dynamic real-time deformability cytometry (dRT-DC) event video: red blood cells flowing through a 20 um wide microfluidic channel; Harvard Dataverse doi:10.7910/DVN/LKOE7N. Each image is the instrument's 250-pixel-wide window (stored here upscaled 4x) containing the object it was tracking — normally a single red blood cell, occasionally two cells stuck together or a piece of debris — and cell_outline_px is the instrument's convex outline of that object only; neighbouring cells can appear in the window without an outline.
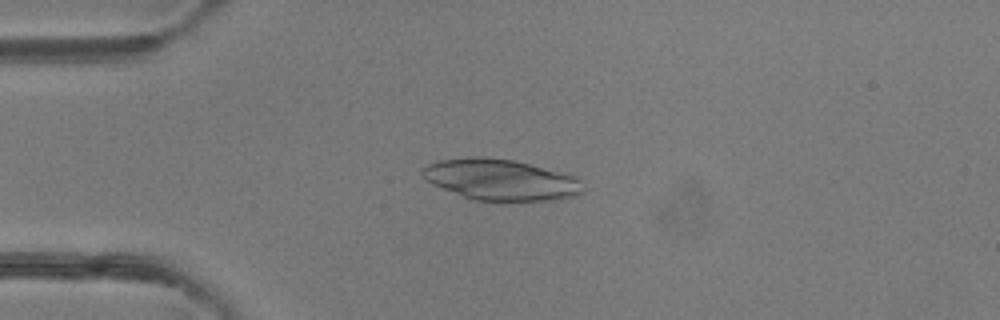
{"species": "common noctule bat (a hibernating species)", "species_latin": "Nyctalus noctula", "temperature_condition": "room temperature", "stored_images_in_passage": 37, "camera_frame_rate_fps": 3000, "um_per_image_px": 0.085, "animal": {"sex": "female"}, "frame": {"image": 1, "passage_image": 1, "time_ms": 0.0, "image_size_px": [1000, 320], "cell_outline_px": [[584, 192], [576, 196], [560, 200], [472, 200], [432, 184], [420, 172], [420, 168], [428, 164], [440, 160], [468, 156], [480, 156], [512, 160], [564, 172], [576, 176], [580, 180]], "centroid_in_image_um": [42.58, 15.27], "position_along_channel_um": 42.4, "area_um2": 38.55}}
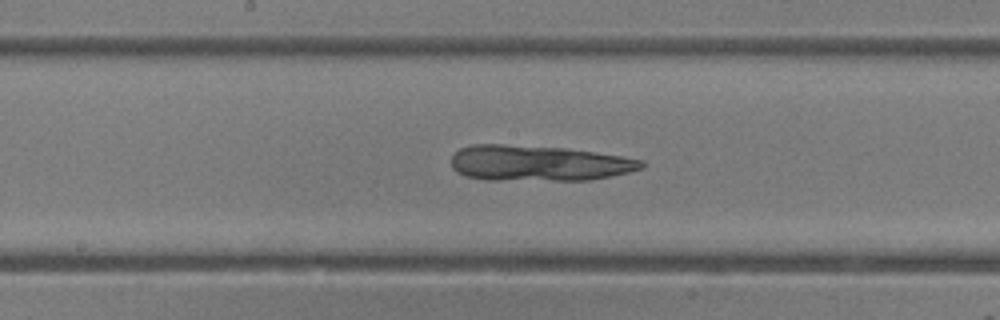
{"frame": {"image": 2, "passage_image": 14, "time_ms": 4.333, "image_size_px": [1000, 320], "cell_outline_px": [[644, 168], [628, 172], [588, 180], [484, 180], [464, 176], [456, 172], [452, 168], [452, 156], [460, 148], [472, 144], [504, 144], [564, 148], [620, 156], [644, 160]], "centroid_in_image_um": [45.72, 13.87], "position_along_channel_um": 202.5, "area_um2": 39.54}}
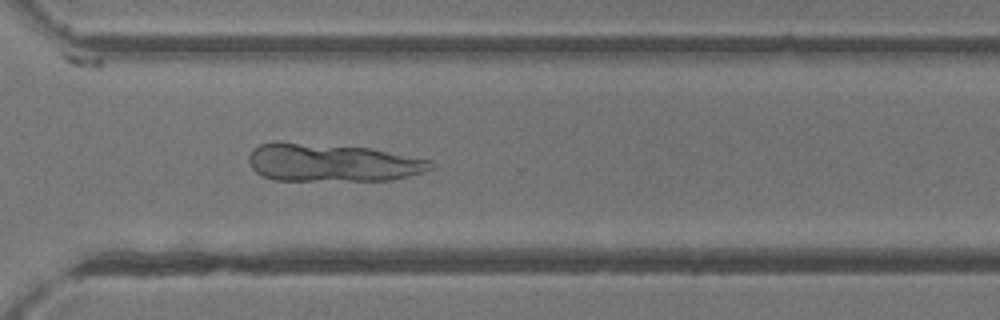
{"frame": {"image": 3, "passage_image": 24, "time_ms": 7.667, "image_size_px": [1000, 320], "cell_outline_px": [[436, 168], [424, 172], [392, 180], [272, 180], [256, 172], [252, 168], [248, 160], [248, 156], [252, 148], [260, 144], [272, 140], [280, 140], [368, 148], [432, 160], [436, 164]], "centroid_in_image_um": [28.2, 13.8], "position_along_channel_um": 342.4, "area_um2": 40.81}}